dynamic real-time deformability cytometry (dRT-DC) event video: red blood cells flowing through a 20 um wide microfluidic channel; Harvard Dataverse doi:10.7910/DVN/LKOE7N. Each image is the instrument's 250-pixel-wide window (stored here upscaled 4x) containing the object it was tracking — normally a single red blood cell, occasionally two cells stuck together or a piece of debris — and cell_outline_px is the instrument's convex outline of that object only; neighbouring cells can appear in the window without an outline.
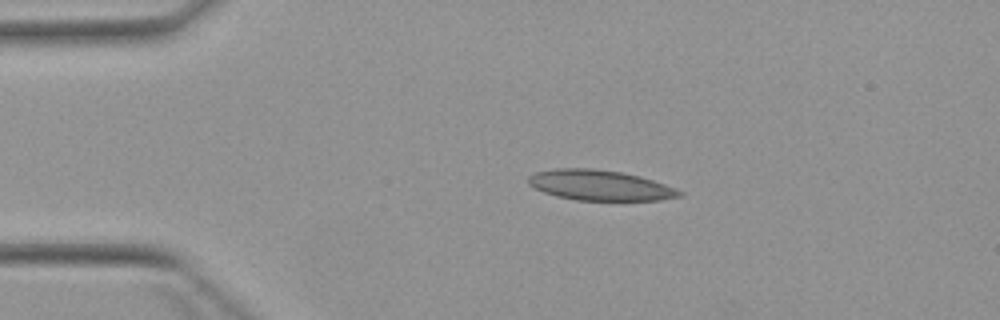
{"species": "Egyptian fruit bat (a non-hibernating species)", "species_latin": "Rousettus aegyptiacus", "temperature_condition": "warm", "stored_images_in_passage": 3, "camera_frame_rate_fps": 3000, "um_per_image_px": 0.085, "animal": {"sex": "female"}, "frame": {"image": 1, "passage_image": 2, "time_ms": 1.667, "image_size_px": [1000, 320], "cell_outline_px": [[684, 196], [660, 200], [576, 200], [556, 196], [544, 192], [528, 184], [528, 176], [536, 172], [556, 168], [596, 168], [620, 172], [640, 176], [676, 188], [684, 192]], "centroid_in_image_um": [51.01, 15.74], "position_along_channel_um": 34.0, "area_um2": 26.76}}